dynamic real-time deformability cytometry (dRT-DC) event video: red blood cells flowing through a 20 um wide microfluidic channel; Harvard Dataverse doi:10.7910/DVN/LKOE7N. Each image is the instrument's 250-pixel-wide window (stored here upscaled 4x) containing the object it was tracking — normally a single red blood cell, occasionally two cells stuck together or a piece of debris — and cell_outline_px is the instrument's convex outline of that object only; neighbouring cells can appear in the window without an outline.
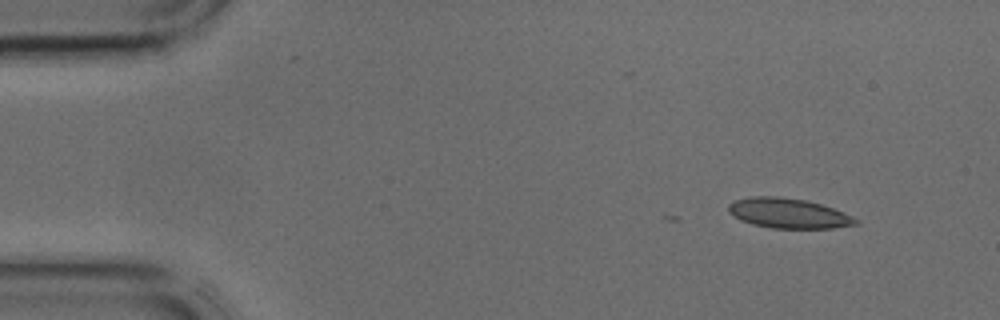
{"species": "common noctule bat (a hibernating species)", "species_latin": "Nyctalus noctula", "temperature_condition": "cold", "stored_images_in_passage": 7, "camera_frame_rate_fps": 3000, "um_per_image_px": 0.085, "animal": {"sex": "male", "body_mass_g": 17.9, "forearm_length_mm": 54.2}, "frame": {"image": 1, "passage_image": 1, "time_ms": 0.0, "image_size_px": [1000, 320], "cell_outline_px": [[860, 224], [832, 228], [772, 228], [752, 224], [740, 220], [732, 216], [728, 212], [728, 204], [736, 200], [752, 196], [780, 196], [804, 200], [820, 204], [844, 212], [860, 220]], "centroid_in_image_um": [67.01, 18.13], "position_along_channel_um": 18.0, "area_um2": 22.31}}